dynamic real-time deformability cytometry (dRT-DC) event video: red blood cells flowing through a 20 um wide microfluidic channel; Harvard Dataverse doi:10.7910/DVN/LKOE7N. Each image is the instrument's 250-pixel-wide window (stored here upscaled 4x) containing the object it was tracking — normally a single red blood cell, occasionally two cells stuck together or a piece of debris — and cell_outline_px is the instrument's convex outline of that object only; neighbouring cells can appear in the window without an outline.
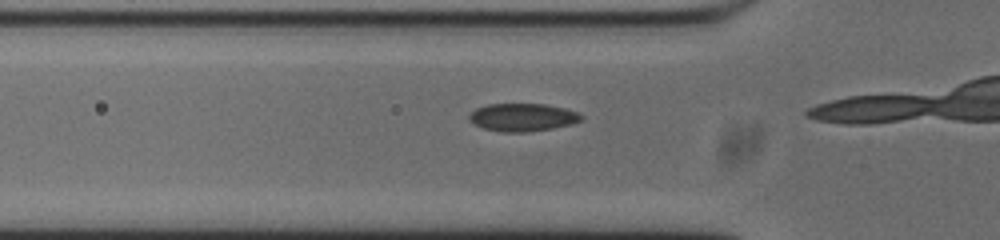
{"species": "common noctule bat (a hibernating species)", "species_latin": "Nyctalus noctula", "temperature_condition": "cold", "stored_images_in_passage": 14, "camera_frame_rate_fps": 3000, "um_per_image_px": 0.085, "animal": {"sex": "male", "body_mass_g": 20.0, "forearm_length_mm": 53.3}, "frame": {"image": 1, "passage_image": 12, "time_ms": 3.667, "image_size_px": [1000, 240], "cell_outline_px": [[584, 116], [580, 120], [572, 124], [552, 128], [528, 132], [500, 132], [484, 128], [468, 120], [468, 116], [476, 108], [488, 104], [544, 104], [564, 108], [580, 112]], "centroid_in_image_um": [44.44, 9.97], "position_along_channel_um": 81.4, "area_um2": 18.21}}